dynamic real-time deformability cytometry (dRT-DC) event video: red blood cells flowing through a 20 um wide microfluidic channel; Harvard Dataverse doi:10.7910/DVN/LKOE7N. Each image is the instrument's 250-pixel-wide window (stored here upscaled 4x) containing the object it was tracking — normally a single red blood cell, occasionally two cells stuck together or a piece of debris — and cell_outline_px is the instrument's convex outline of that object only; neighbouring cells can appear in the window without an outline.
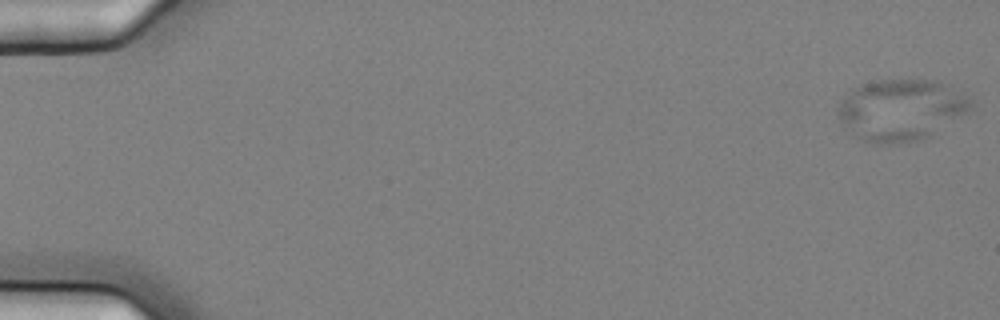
{"species": "common noctule bat (a hibernating species)", "species_latin": "Nyctalus noctula", "temperature_condition": "cold", "stored_images_in_passage": 6, "camera_frame_rate_fps": 3000, "um_per_image_px": 0.085, "animal": {"sex": "female", "body_mass_g": 25.1}, "frame": {"image": 1, "passage_image": 1, "time_ms": 0.0, "image_size_px": [1000, 320], "cell_outline_px": [[972, 108], [928, 136], [916, 140], [900, 144], [876, 144], [864, 140], [844, 128], [840, 124], [836, 112], [836, 108], [856, 88], [864, 84], [876, 80], [936, 80], [948, 84], [964, 92], [972, 100]], "centroid_in_image_um": [76.59, 9.34], "position_along_channel_um": 8.4, "area_um2": 47.11}}
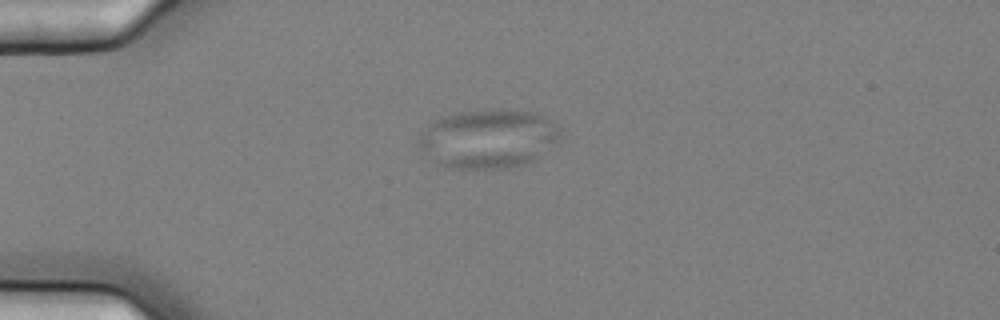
{"frame": {"image": 2, "passage_image": 5, "time_ms": 1.333, "image_size_px": [1000, 320], "cell_outline_px": [[564, 140], [536, 160], [524, 164], [508, 168], [444, 168], [428, 160], [416, 148], [416, 140], [420, 132], [432, 120], [440, 116], [456, 112], [484, 108], [524, 108], [548, 116], [556, 120], [564, 128]], "centroid_in_image_um": [41.57, 11.75], "position_along_channel_um": 43.4, "area_um2": 51.85}}